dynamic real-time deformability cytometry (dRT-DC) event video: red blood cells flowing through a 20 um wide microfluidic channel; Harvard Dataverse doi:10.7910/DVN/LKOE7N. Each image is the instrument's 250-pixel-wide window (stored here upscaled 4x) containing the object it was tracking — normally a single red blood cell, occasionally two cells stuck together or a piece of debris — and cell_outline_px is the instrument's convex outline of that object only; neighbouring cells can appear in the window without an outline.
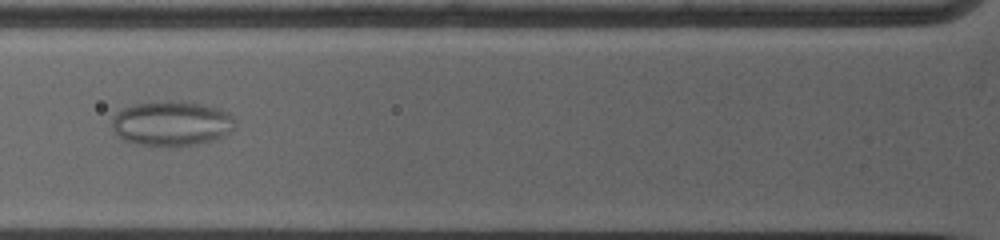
{"species": "common noctule bat (a hibernating species)", "species_latin": "Nyctalus noctula", "temperature_condition": "warm", "stored_images_in_passage": 35, "camera_frame_rate_fps": 5000, "um_per_image_px": 0.085, "animal": {"sex": "female", "body_mass_g": 19.0, "forearm_length_mm": 53.3}, "frame": {"image": 1, "passage_image": 10, "time_ms": 3.8, "image_size_px": [1000, 240], "cell_outline_px": [[236, 120], [232, 128], [228, 132], [216, 140], [196, 144], [168, 148], [136, 144], [124, 140], [116, 136], [112, 128], [112, 116], [116, 112], [124, 108], [136, 104], [164, 100], [200, 104], [216, 108], [232, 116]], "centroid_in_image_um": [14.52, 10.53], "position_along_channel_um": 111.3, "area_um2": 32.43}}
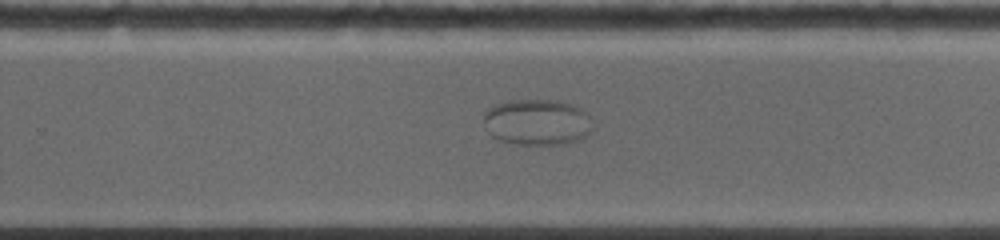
{"frame": {"image": 2, "passage_image": 21, "time_ms": 8.4, "image_size_px": [1000, 240], "cell_outline_px": [[592, 128], [580, 140], [564, 144], [512, 144], [500, 140], [492, 136], [488, 132], [484, 120], [484, 116], [488, 108], [496, 104], [508, 100], [556, 100], [580, 108], [592, 116]], "centroid_in_image_um": [45.66, 10.38], "position_along_channel_um": 284.1, "area_um2": 29.3}}
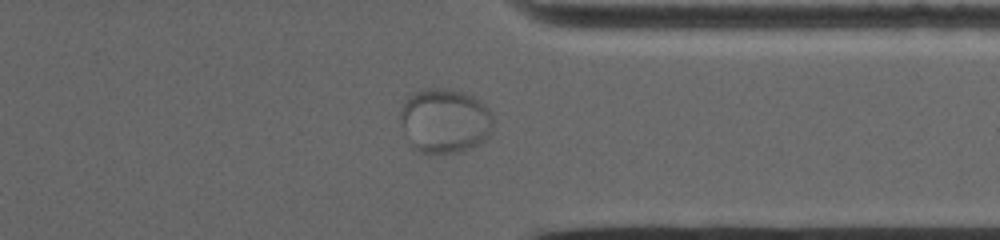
{"frame": {"image": 3, "passage_image": 27, "time_ms": 10.8, "image_size_px": [1000, 240], "cell_outline_px": [[492, 132], [480, 144], [464, 152], [420, 152], [412, 148], [400, 124], [400, 108], [404, 100], [408, 96], [424, 88], [448, 88], [464, 92], [472, 96], [484, 104], [488, 108], [492, 116]], "centroid_in_image_um": [37.79, 10.26], "position_along_channel_um": 373.6, "area_um2": 35.32}}